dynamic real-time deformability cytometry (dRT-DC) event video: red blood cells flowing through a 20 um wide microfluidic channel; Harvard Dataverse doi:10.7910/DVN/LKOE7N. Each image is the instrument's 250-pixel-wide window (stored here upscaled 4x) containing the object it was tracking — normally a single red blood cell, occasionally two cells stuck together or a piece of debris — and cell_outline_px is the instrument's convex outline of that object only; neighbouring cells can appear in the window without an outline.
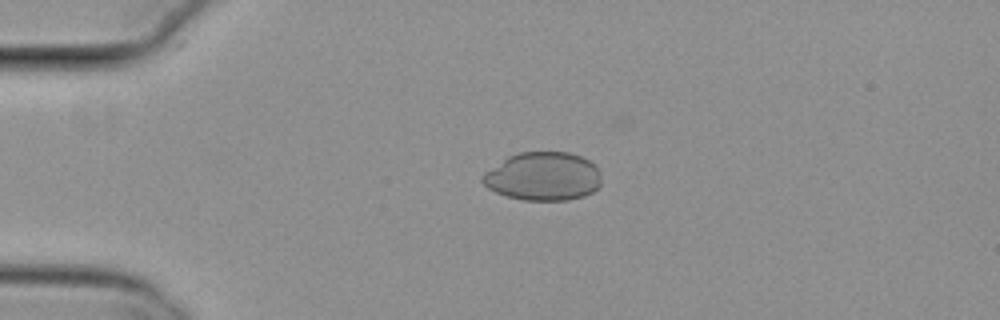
{"species": "common noctule bat (a hibernating species)", "species_latin": "Nyctalus noctula", "temperature_condition": "cold", "stored_images_in_passage": 4, "camera_frame_rate_fps": 3000, "um_per_image_px": 0.085, "animal": {"sex": "female", "body_mass_g": 29.2, "forearm_length_mm": 56.3}, "frame": {"image": 1, "passage_image": 3, "time_ms": 0.667, "image_size_px": [1000, 320], "cell_outline_px": [[600, 184], [592, 192], [584, 196], [568, 200], [524, 200], [508, 196], [496, 192], [488, 188], [480, 180], [480, 176], [484, 172], [508, 156], [516, 152], [568, 152], [580, 156], [588, 160], [600, 172]], "centroid_in_image_um": [46.13, 14.99], "position_along_channel_um": 38.9, "area_um2": 33.52}}